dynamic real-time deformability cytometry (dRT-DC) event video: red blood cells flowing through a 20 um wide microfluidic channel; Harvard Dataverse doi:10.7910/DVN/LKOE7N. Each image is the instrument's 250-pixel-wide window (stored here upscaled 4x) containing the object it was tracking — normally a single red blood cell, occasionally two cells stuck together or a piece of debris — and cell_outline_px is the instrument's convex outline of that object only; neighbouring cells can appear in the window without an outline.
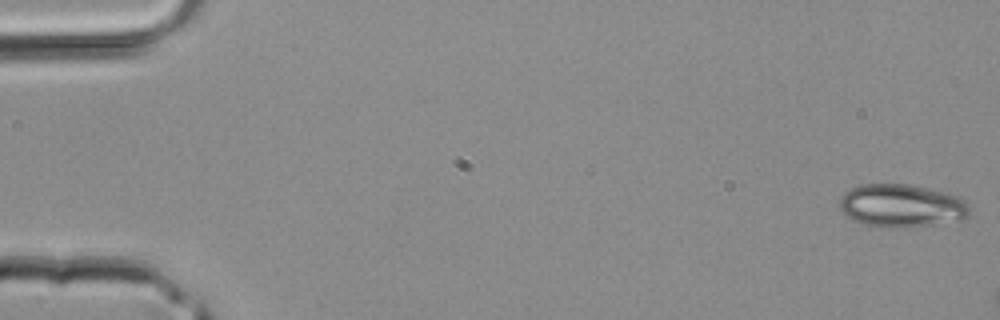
{"species": "common noctule bat (a hibernating species)", "species_latin": "Nyctalus noctula", "temperature_condition": "room temperature", "stored_images_in_passage": 4, "camera_frame_rate_fps": 3000, "um_per_image_px": 0.085, "animal": {"sex": "male", "body_mass_g": 20.4}, "frame": {"image": 1, "passage_image": 1, "time_ms": 0.0, "image_size_px": [1000, 320], "cell_outline_px": [[968, 216], [960, 220], [908, 228], [880, 228], [864, 224], [852, 220], [840, 208], [840, 196], [844, 192], [860, 184], [908, 184], [956, 196], [964, 200], [968, 204]], "centroid_in_image_um": [76.58, 17.51], "position_along_channel_um": 8.4, "area_um2": 32.48}}